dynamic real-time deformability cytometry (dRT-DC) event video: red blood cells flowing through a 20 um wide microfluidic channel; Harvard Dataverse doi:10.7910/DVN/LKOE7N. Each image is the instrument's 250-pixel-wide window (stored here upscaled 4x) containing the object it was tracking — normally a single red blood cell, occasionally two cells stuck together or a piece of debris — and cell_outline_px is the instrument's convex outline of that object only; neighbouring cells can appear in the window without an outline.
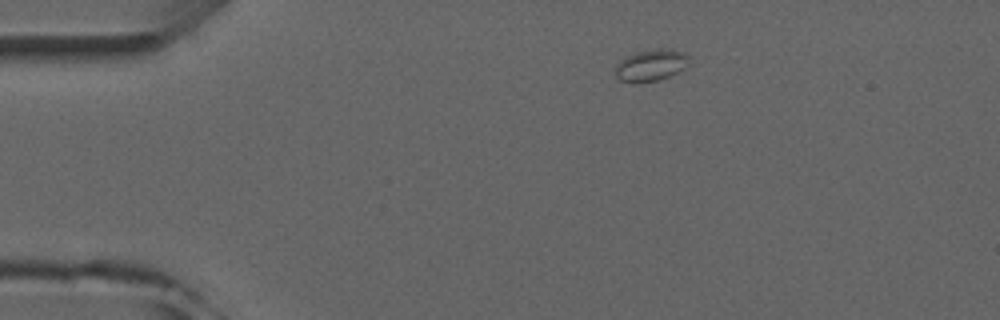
{"species": "common noctule bat (a hibernating species)", "species_latin": "Nyctalus noctula", "temperature_condition": "room temperature", "stored_images_in_passage": 2, "camera_frame_rate_fps": 3000, "um_per_image_px": 0.085, "animal": {"sex": "male", "forearm_length_mm": 52.5}, "frame": {"image": 1, "passage_image": 1, "time_ms": 0.0, "image_size_px": [1000, 320], "cell_outline_px": [[688, 64], [684, 68], [660, 80], [620, 80], [616, 76], [616, 64], [620, 60], [636, 52], [660, 48], [664, 48], [684, 52], [688, 56]], "centroid_in_image_um": [55.35, 5.5], "position_along_channel_um": 29.6, "area_um2": 13.01}}